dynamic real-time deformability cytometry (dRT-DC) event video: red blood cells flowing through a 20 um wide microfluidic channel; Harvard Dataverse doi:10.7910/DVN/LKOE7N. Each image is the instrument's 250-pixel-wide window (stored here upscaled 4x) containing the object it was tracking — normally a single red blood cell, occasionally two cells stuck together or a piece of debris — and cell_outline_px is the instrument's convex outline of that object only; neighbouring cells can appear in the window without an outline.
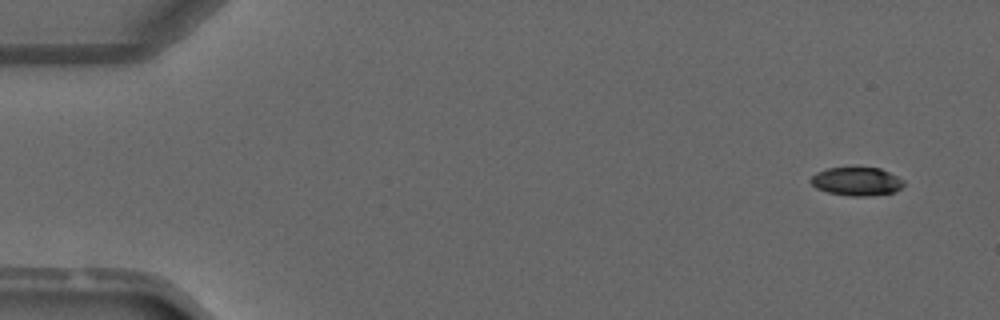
{"species": "common noctule bat (a hibernating species)", "species_latin": "Nyctalus noctula", "temperature_condition": "warm", "stored_images_in_passage": 8, "camera_frame_rate_fps": 3000, "um_per_image_px": 0.085, "animal": {"sex": "male", "forearm_length_mm": 52.5}, "frame": {"image": 1, "passage_image": 1, "time_ms": 0.0, "image_size_px": [1000, 320], "cell_outline_px": [[904, 184], [900, 188], [892, 192], [868, 196], [852, 196], [828, 192], [816, 188], [808, 180], [816, 172], [828, 168], [880, 168], [904, 180]], "centroid_in_image_um": [72.78, 15.42], "position_along_channel_um": 12.2, "area_um2": 15.2}}
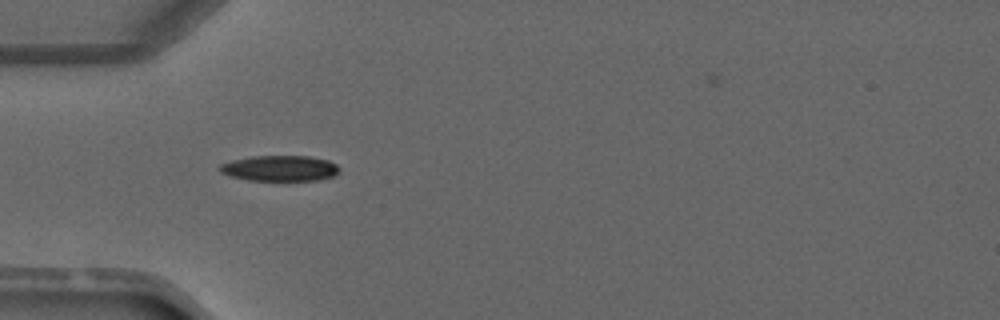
{"frame": {"image": 2, "passage_image": 4, "time_ms": 3.667, "image_size_px": [1000, 320], "cell_outline_px": [[340, 172], [336, 176], [316, 180], [248, 180], [228, 176], [220, 172], [216, 168], [220, 164], [232, 160], [252, 156], [308, 156], [328, 160], [336, 164], [340, 168]], "centroid_in_image_um": [23.78, 14.3], "position_along_channel_um": 61.2, "area_um2": 18.09}}